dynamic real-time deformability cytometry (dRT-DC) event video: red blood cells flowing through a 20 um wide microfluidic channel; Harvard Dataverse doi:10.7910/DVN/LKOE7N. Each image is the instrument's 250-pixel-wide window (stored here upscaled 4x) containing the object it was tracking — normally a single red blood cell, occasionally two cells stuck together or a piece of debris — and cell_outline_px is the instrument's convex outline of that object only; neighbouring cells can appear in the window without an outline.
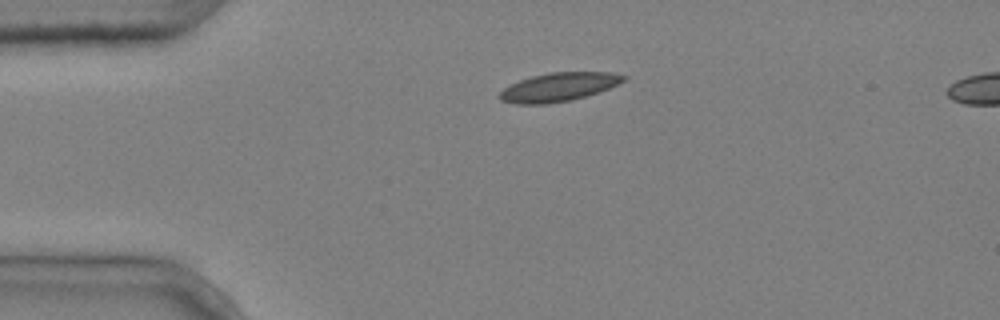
{"species": "common noctule bat (a hibernating species)", "species_latin": "Nyctalus noctula", "temperature_condition": "cold", "stored_images_in_passage": 5, "camera_frame_rate_fps": 3000, "um_per_image_px": 0.085, "animal": {"sex": "male", "body_mass_g": 20.4}, "frame": {"image": 1, "passage_image": 5, "time_ms": 1.333, "image_size_px": [1000, 320], "cell_outline_px": [[628, 76], [624, 80], [608, 88], [572, 100], [548, 104], [516, 104], [500, 100], [496, 96], [504, 88], [520, 80], [532, 76], [548, 72], [612, 72]], "centroid_in_image_um": [47.44, 7.4], "position_along_channel_um": 37.6, "area_um2": 20.58}}